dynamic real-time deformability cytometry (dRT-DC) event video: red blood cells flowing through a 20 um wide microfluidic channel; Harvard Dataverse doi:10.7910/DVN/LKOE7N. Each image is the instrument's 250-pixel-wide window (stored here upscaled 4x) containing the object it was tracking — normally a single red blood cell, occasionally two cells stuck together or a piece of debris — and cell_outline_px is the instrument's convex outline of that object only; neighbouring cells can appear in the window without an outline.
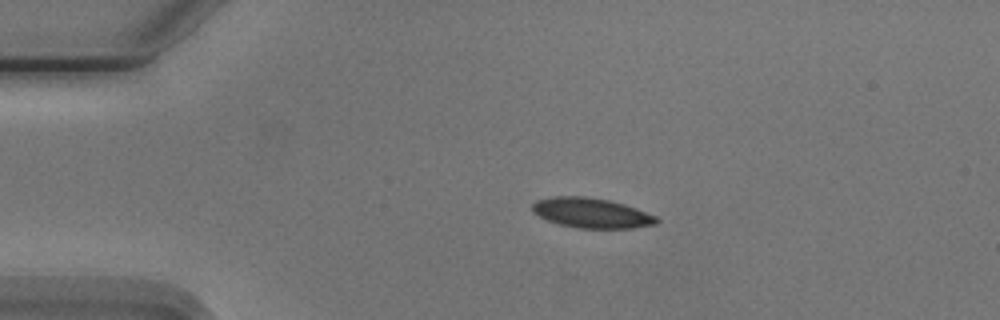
{"species": "Egyptian fruit bat (a non-hibernating species)", "species_latin": "Rousettus aegyptiacus", "temperature_condition": "cold", "stored_images_in_passage": 4, "camera_frame_rate_fps": 3000, "um_per_image_px": 0.085, "animal": {"sex": "male"}, "frame": {"image": 1, "passage_image": 3, "time_ms": 2.333, "image_size_px": [1000, 320], "cell_outline_px": [[660, 220], [656, 224], [632, 228], [576, 228], [560, 224], [548, 220], [532, 212], [532, 204], [536, 200], [556, 196], [584, 196], [608, 200], [624, 204], [636, 208], [656, 216]], "centroid_in_image_um": [50.28, 18.1], "position_along_channel_um": 34.7, "area_um2": 21.62}}